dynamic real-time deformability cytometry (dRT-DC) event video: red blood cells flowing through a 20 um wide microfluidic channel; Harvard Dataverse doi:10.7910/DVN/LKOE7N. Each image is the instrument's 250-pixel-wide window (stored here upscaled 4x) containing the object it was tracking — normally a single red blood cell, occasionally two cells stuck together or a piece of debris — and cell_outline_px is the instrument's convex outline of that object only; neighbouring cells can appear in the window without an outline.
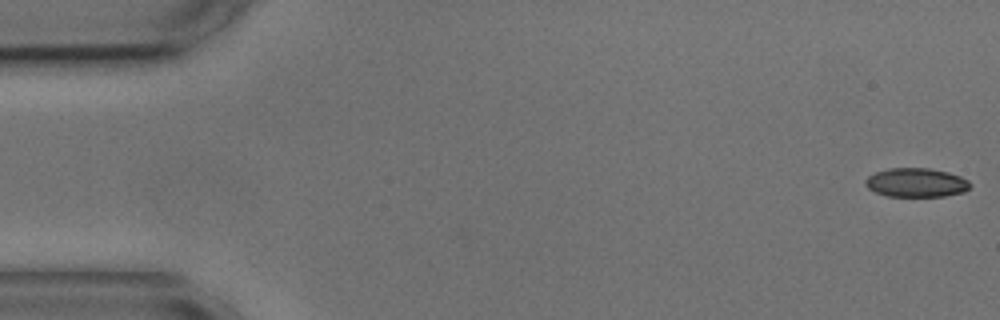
{"species": "common noctule bat (a hibernating species)", "species_latin": "Nyctalus noctula", "temperature_condition": "cold", "stored_images_in_passage": 55, "camera_frame_rate_fps": 3000, "um_per_image_px": 0.085, "animal": {"sex": "male", "body_mass_g": 17.9, "forearm_length_mm": 54.2}, "frame": {"image": 1, "passage_image": 1, "time_ms": 0.0, "image_size_px": [1000, 320], "cell_outline_px": [[972, 184], [964, 192], [944, 196], [888, 196], [876, 192], [868, 188], [864, 184], [864, 180], [868, 176], [876, 172], [888, 168], [928, 168], [948, 172], [960, 176], [968, 180]], "centroid_in_image_um": [77.87, 15.51], "position_along_channel_um": 7.1, "area_um2": 17.69}}
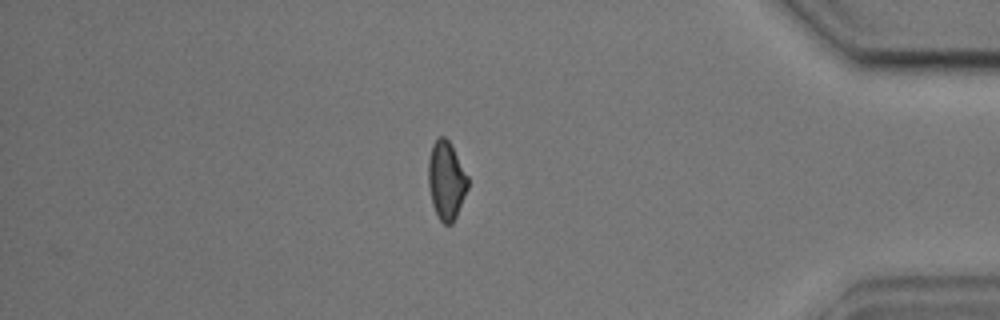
{"frame": {"image": 2, "passage_image": 47, "time_ms": 15.333, "image_size_px": [1000, 320], "cell_outline_px": [[468, 188], [456, 216], [452, 224], [444, 224], [440, 220], [432, 204], [428, 184], [428, 160], [432, 144], [440, 136], [444, 136], [452, 144], [468, 176]], "centroid_in_image_um": [37.93, 15.31], "position_along_channel_um": 397.3, "area_um2": 18.09}}
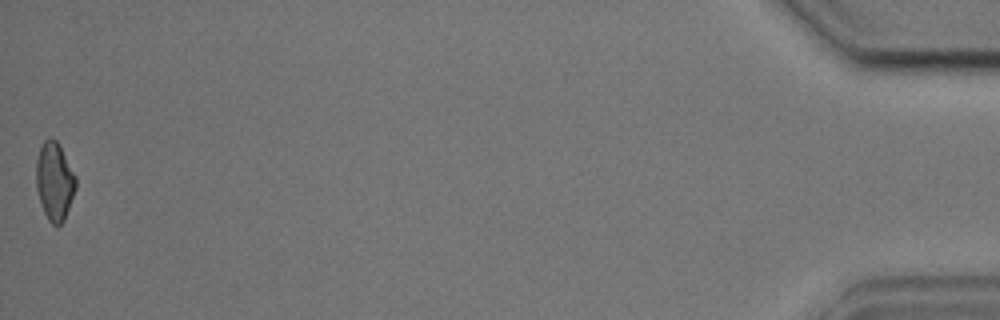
{"frame": {"image": 3, "passage_image": 55, "time_ms": 18.0, "image_size_px": [1000, 320], "cell_outline_px": [[76, 188], [64, 220], [60, 224], [52, 224], [48, 220], [44, 212], [36, 188], [36, 160], [40, 148], [44, 140], [48, 136], [52, 136], [56, 140], [76, 176]], "centroid_in_image_um": [4.62, 15.38], "position_along_channel_um": 430.6, "area_um2": 17.92}, "authors_computed_cell_mechanics": {"area_um2": 18.5538, "velocity_mm_per_s": 3.6116, "shape_relaxation_time_tau1_ms": 6.8627, "shape_relaxation_time_tau2_ms": 4.1532, "deformation_change_tau1": 0.1261, "deformation_change_tau2": 0.0839}}